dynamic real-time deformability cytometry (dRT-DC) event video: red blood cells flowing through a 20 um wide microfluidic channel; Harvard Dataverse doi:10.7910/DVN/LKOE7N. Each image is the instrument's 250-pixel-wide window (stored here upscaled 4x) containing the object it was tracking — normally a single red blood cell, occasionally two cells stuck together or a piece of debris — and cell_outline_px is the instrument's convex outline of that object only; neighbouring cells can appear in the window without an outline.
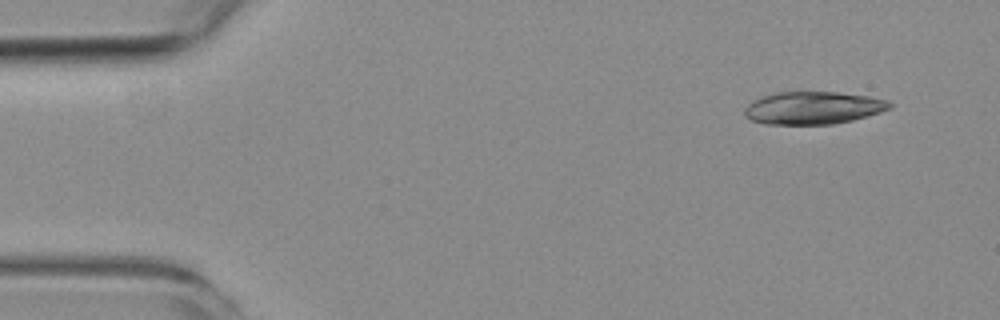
{"species": "common noctule bat (a hibernating species)", "species_latin": "Nyctalus noctula", "temperature_condition": "room temperature", "stored_images_in_passage": 4, "camera_frame_rate_fps": 3000, "um_per_image_px": 0.085, "animal": {"sex": "female", "body_mass_g": 19.3, "forearm_length_mm": 54.1}, "frame": {"image": 1, "passage_image": 1, "time_ms": 0.0, "image_size_px": [1000, 320], "cell_outline_px": [[892, 108], [880, 112], [852, 120], [832, 124], [764, 124], [752, 120], [744, 116], [744, 108], [752, 100], [776, 92], [836, 92], [868, 96], [888, 100], [892, 104]], "centroid_in_image_um": [69.1, 9.17], "position_along_channel_um": 15.9, "area_um2": 27.57}}